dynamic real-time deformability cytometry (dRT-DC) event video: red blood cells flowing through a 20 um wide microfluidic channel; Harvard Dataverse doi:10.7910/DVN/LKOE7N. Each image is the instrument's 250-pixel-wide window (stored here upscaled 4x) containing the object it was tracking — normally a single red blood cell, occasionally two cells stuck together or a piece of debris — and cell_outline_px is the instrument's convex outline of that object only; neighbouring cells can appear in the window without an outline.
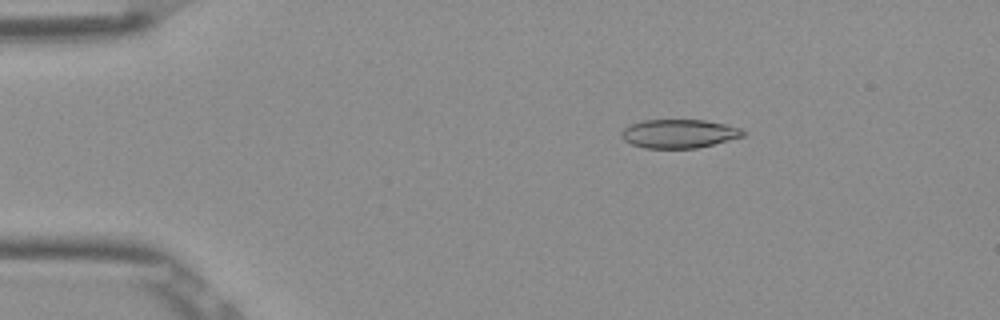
{"species": "Egyptian fruit bat (a non-hibernating species)", "species_latin": "Rousettus aegyptiacus", "temperature_condition": "room temperature", "stored_images_in_passage": 47, "camera_frame_rate_fps": 3000, "um_per_image_px": 0.085, "frame": {"image": 1, "passage_image": 4, "time_ms": 1.0, "image_size_px": [1000, 320], "cell_outline_px": [[744, 136], [696, 148], [644, 148], [632, 144], [624, 140], [620, 136], [620, 132], [628, 124], [644, 120], [704, 120], [724, 124], [740, 128], [744, 132]], "centroid_in_image_um": [57.65, 11.36], "position_along_channel_um": 27.3, "area_um2": 20.23}}
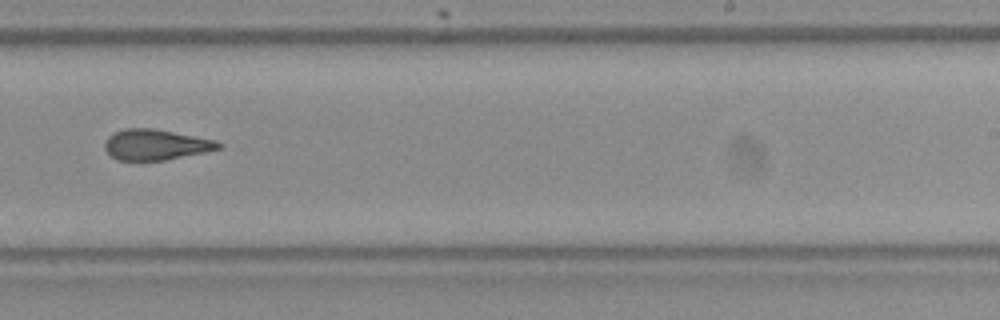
{"frame": {"image": 2, "passage_image": 28, "time_ms": 9.0, "image_size_px": [1000, 320], "cell_outline_px": [[224, 144], [220, 148], [204, 152], [164, 160], [116, 160], [104, 148], [104, 144], [108, 136], [116, 132], [128, 128], [152, 128], [216, 140]], "centroid_in_image_um": [13.24, 12.3], "position_along_channel_um": 275.8, "area_um2": 20.06}}
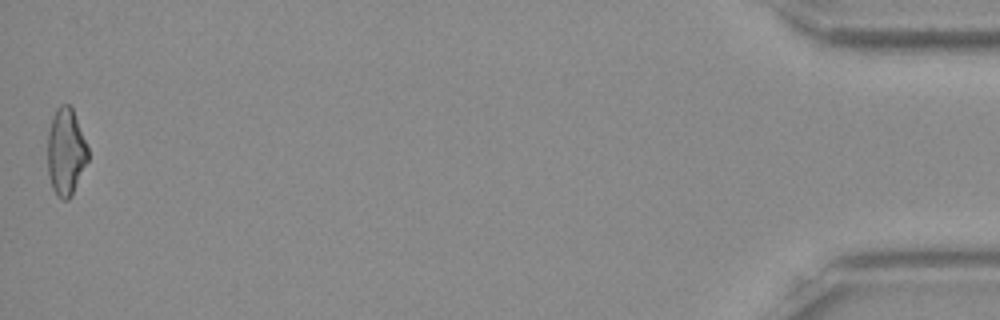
{"frame": {"image": 3, "passage_image": 47, "time_ms": 15.333, "image_size_px": [1000, 320], "cell_outline_px": [[88, 160], [72, 196], [68, 200], [64, 200], [56, 196], [52, 188], [48, 176], [48, 132], [52, 116], [56, 108], [60, 104], [68, 104], [72, 108], [88, 148]], "centroid_in_image_um": [5.58, 12.93], "position_along_channel_um": 429.6, "area_um2": 20.58}, "authors_computed_cell_mechanics": {"area_um2": 20.5768, "velocity_mm_per_s": 3.9079, "shape_relaxation_time_tau1_ms": null, "shape_relaxation_time_tau2_ms": 1.821, "deformation_change_tau1": null, "deformation_change_tau2": 0.1044}}